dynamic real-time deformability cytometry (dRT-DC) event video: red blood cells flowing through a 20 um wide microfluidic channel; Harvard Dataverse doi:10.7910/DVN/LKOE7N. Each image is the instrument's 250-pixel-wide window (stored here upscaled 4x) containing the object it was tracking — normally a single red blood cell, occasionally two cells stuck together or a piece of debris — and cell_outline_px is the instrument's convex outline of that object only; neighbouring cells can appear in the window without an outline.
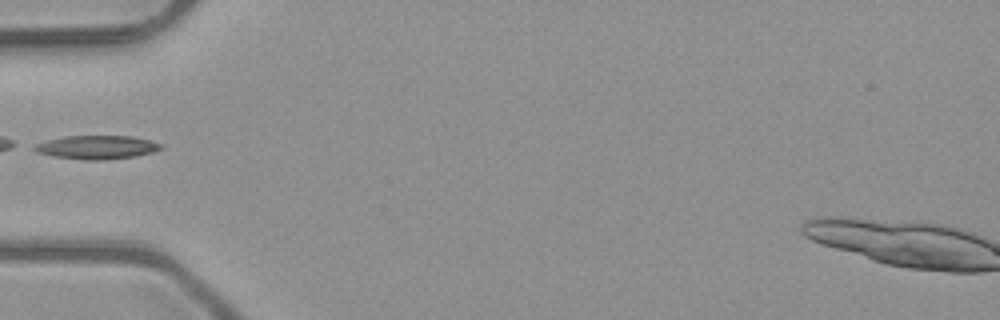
{"species": "common noctule bat (a hibernating species)", "species_latin": "Nyctalus noctula", "temperature_condition": "room temperature", "stored_images_in_passage": 7, "camera_frame_rate_fps": 3000, "um_per_image_px": 0.085, "animal": {"sex": "male", "body_mass_g": 23.1, "forearm_length_mm": 52.7}, "frame": {"image": 1, "passage_image": 5, "time_ms": 1.333, "image_size_px": [1000, 320], "cell_outline_px": [[164, 148], [152, 152], [136, 156], [104, 160], [84, 160], [56, 156], [36, 152], [28, 148], [36, 144], [48, 140], [68, 136], [132, 136], [164, 144]], "centroid_in_image_um": [8.24, 12.52], "position_along_channel_um": 76.8, "area_um2": 17.4}}
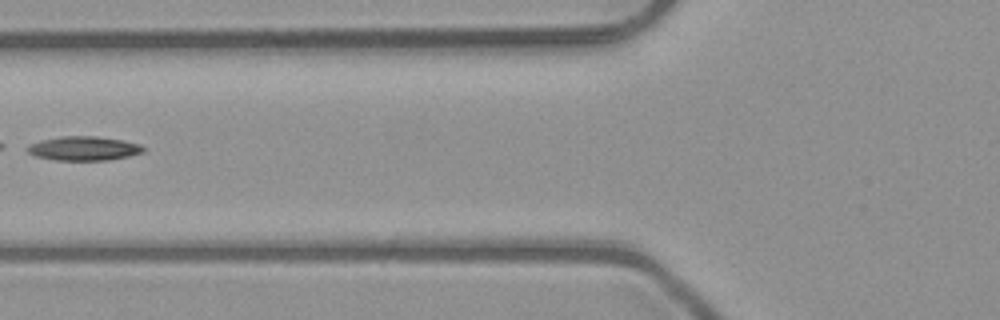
{"frame": {"image": 2, "passage_image": 6, "time_ms": 1.667, "image_size_px": [1000, 320], "cell_outline_px": [[144, 152], [128, 156], [108, 160], [56, 160], [36, 156], [28, 152], [24, 148], [40, 140], [64, 136], [96, 136], [124, 140], [140, 144], [144, 148]], "centroid_in_image_um": [7.13, 12.61], "position_along_channel_um": 118.7, "area_um2": 16.24}}
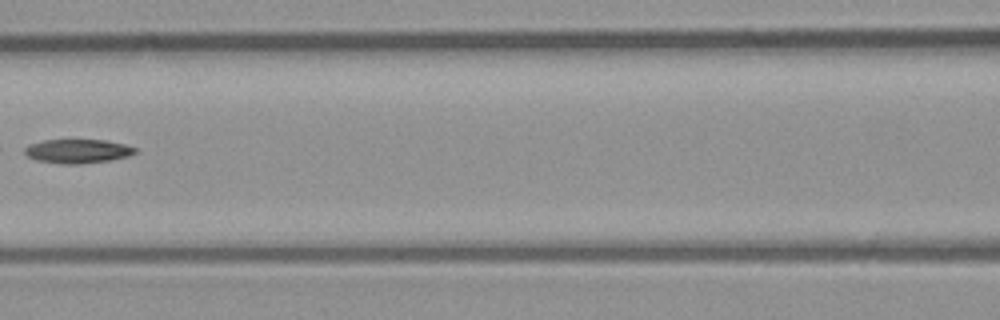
{"frame": {"image": 3, "passage_image": 7, "time_ms": 2.0, "image_size_px": [1000, 320], "cell_outline_px": [[136, 152], [128, 156], [112, 160], [80, 164], [64, 164], [36, 160], [28, 156], [24, 152], [24, 148], [32, 144], [44, 140], [104, 140], [124, 144], [136, 148]], "centroid_in_image_um": [6.62, 12.85], "position_along_channel_um": 160.0, "area_um2": 15.32}}